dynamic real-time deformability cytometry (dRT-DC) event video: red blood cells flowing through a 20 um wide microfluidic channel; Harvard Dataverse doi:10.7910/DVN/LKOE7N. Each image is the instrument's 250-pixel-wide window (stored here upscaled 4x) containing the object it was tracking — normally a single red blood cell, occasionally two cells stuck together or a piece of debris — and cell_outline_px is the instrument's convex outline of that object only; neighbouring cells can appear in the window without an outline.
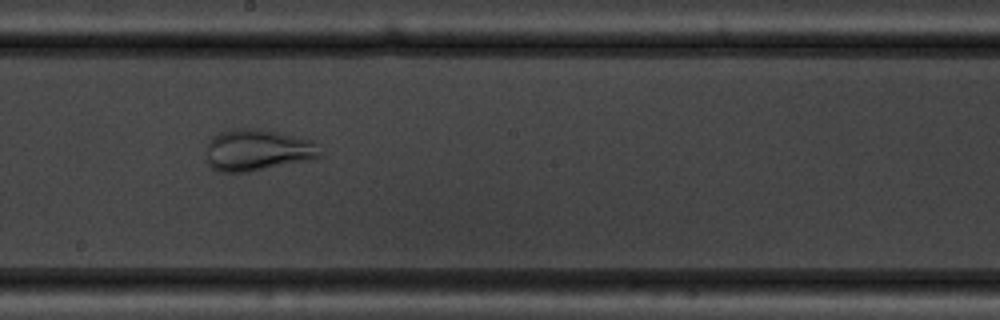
{"species": "common noctule bat (a hibernating species)", "species_latin": "Nyctalus noctula", "temperature_condition": "warm", "stored_images_in_passage": 54, "camera_frame_rate_fps": 3000, "um_per_image_px": 0.085, "animal": {"sex": "male", "body_mass_g": 19.5, "forearm_length_mm": 54.6}, "frame": {"image": 1, "passage_image": 31, "time_ms": 10.0, "image_size_px": [1000, 320], "cell_outline_px": [[324, 156], [248, 172], [220, 172], [212, 168], [208, 164], [208, 144], [212, 136], [220, 132], [236, 128], [260, 128], [312, 140]], "centroid_in_image_um": [21.87, 12.74], "position_along_channel_um": 226.3, "area_um2": 27.28}}
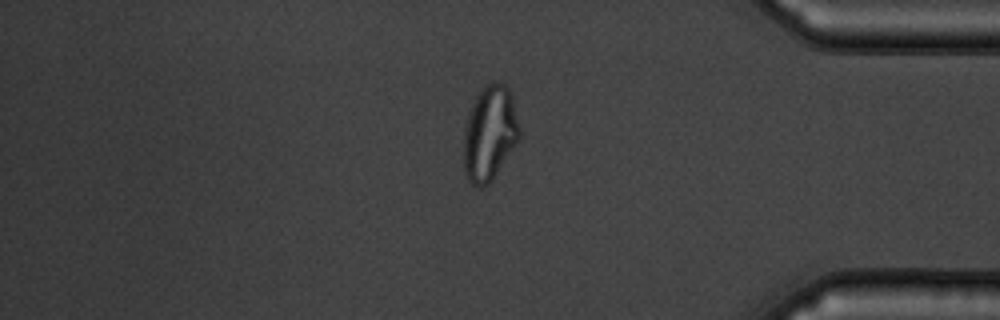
{"frame": {"image": 2, "passage_image": 46, "time_ms": 15.0, "image_size_px": [1000, 320], "cell_outline_px": [[520, 140], [492, 180], [484, 188], [476, 188], [468, 180], [464, 172], [464, 128], [468, 112], [476, 96], [484, 84], [492, 80], [496, 80], [504, 84], [512, 92], [520, 128]], "centroid_in_image_um": [41.64, 11.31], "position_along_channel_um": 393.6, "area_um2": 31.67}}